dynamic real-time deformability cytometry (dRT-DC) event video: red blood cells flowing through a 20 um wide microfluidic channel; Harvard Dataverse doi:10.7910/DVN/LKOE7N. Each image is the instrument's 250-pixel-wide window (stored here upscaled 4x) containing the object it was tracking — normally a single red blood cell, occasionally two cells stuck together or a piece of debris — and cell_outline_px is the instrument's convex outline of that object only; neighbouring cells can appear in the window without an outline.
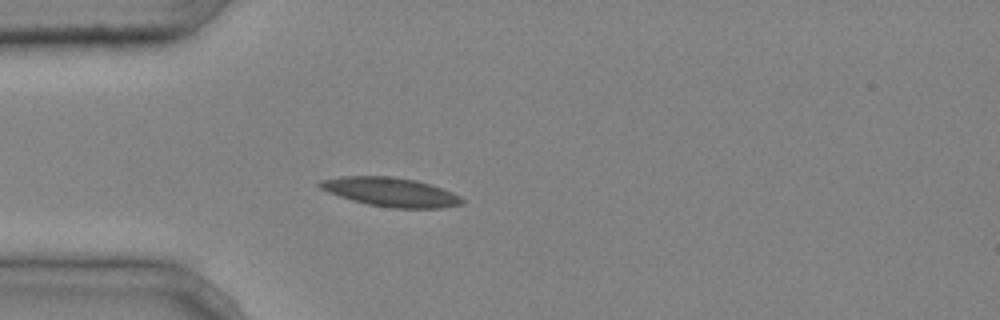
{"species": "common noctule bat (a hibernating species)", "species_latin": "Nyctalus noctula", "temperature_condition": "cold", "stored_images_in_passage": 4, "camera_frame_rate_fps": 3000, "um_per_image_px": 0.085, "animal": {"sex": "male", "body_mass_g": 20.4}, "frame": {"image": 1, "passage_image": 4, "time_ms": 1.0, "image_size_px": [1000, 320], "cell_outline_px": [[464, 204], [440, 208], [392, 208], [368, 204], [352, 200], [328, 192], [320, 188], [316, 184], [320, 180], [340, 176], [392, 176], [416, 180], [452, 192], [460, 196], [464, 200]], "centroid_in_image_um": [33.19, 16.32], "position_along_channel_um": 51.8, "area_um2": 23.99}}